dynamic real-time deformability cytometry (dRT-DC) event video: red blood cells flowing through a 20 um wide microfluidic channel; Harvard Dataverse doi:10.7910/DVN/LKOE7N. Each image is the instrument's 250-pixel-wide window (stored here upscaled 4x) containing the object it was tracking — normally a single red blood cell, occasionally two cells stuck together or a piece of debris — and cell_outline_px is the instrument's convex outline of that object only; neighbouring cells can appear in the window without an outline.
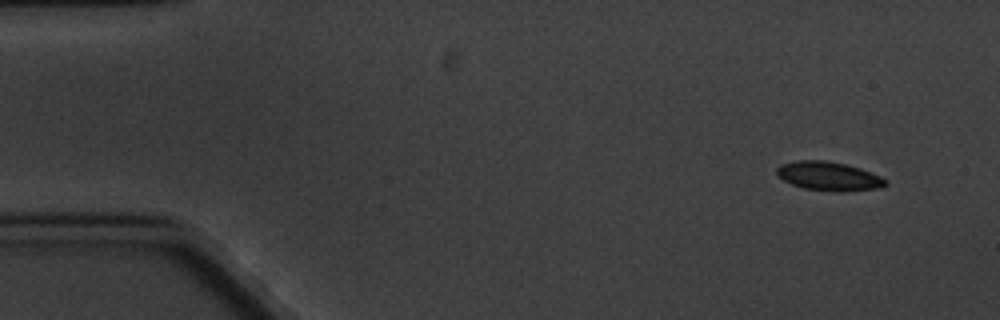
{"species": "common noctule bat (a hibernating species)", "species_latin": "Nyctalus noctula", "temperature_condition": "cold", "stored_images_in_passage": 6, "camera_frame_rate_fps": 3000, "um_per_image_px": 0.085, "animal": {"sex": "male", "body_mass_g": 20.1, "forearm_length_mm": 53.5}, "frame": {"image": 1, "passage_image": 1, "time_ms": 0.0, "image_size_px": [1000, 320], "cell_outline_px": [[888, 184], [884, 188], [844, 192], [836, 192], [804, 188], [792, 184], [776, 176], [776, 168], [780, 164], [796, 160], [824, 160], [848, 164], [860, 168], [880, 176], [888, 180]], "centroid_in_image_um": [70.47, 14.98], "position_along_channel_um": 14.5, "area_um2": 18.73}}
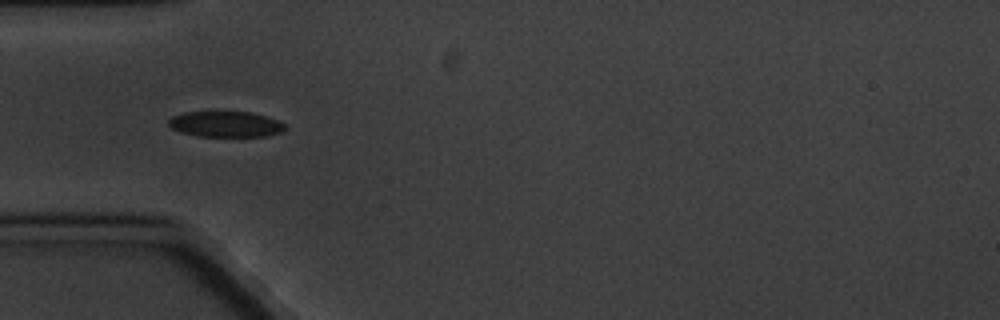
{"frame": {"image": 2, "passage_image": 5, "time_ms": 4.667, "image_size_px": [1000, 320], "cell_outline_px": [[284, 128], [280, 132], [264, 136], [196, 136], [180, 132], [172, 128], [168, 124], [168, 120], [172, 116], [184, 112], [252, 112], [276, 120], [284, 124]], "centroid_in_image_um": [19.11, 10.55], "position_along_channel_um": 65.9, "area_um2": 17.22}}